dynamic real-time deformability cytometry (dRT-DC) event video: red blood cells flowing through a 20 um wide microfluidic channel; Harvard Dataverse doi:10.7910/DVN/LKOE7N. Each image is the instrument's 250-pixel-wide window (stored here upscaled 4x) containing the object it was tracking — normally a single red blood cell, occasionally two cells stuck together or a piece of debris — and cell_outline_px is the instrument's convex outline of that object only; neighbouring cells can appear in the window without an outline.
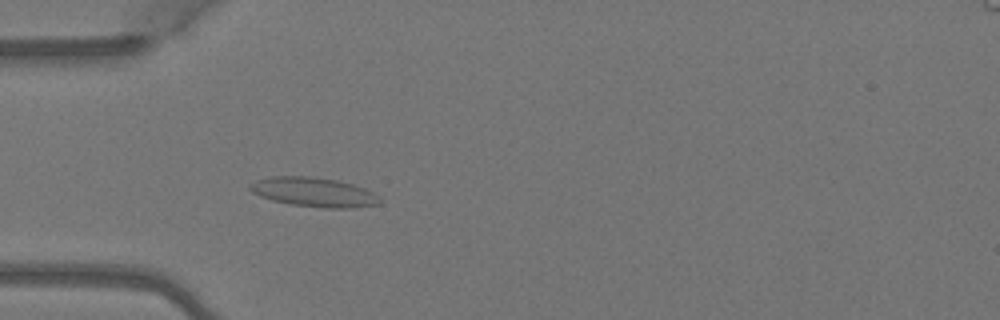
{"species": "Egyptian fruit bat (a non-hibernating species)", "species_latin": "Rousettus aegyptiacus", "temperature_condition": "warm", "stored_images_in_passage": 3, "camera_frame_rate_fps": 3000, "um_per_image_px": 0.085, "animal": {"sex": "female"}, "frame": {"image": 1, "passage_image": 3, "time_ms": 0.667, "image_size_px": [1000, 320], "cell_outline_px": [[380, 204], [352, 208], [324, 208], [292, 204], [272, 200], [260, 196], [252, 192], [248, 188], [248, 184], [256, 180], [272, 176], [308, 176], [336, 180], [352, 184], [364, 188], [372, 192], [380, 200]], "centroid_in_image_um": [26.64, 16.33], "position_along_channel_um": 58.4, "area_um2": 22.08}}